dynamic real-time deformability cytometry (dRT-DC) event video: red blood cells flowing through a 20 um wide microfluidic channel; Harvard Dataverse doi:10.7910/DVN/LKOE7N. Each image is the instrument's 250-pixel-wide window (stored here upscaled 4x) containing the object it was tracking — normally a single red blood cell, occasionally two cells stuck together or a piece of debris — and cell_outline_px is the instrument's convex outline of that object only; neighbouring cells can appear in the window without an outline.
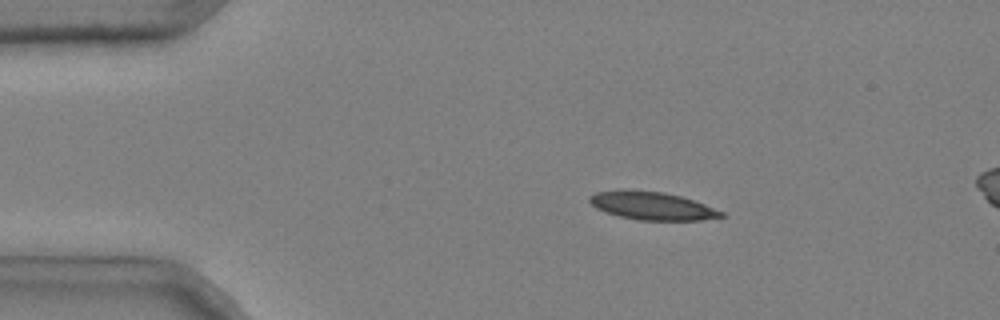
{"species": "common noctule bat (a hibernating species)", "species_latin": "Nyctalus noctula", "temperature_condition": "cold", "stored_images_in_passage": 16, "camera_frame_rate_fps": 3000, "um_per_image_px": 0.085, "animal": {"sex": "male", "body_mass_g": 20.4}, "frame": {"image": 1, "passage_image": 10, "time_ms": 3.0, "image_size_px": [1000, 320], "cell_outline_px": [[728, 216], [700, 220], [636, 220], [604, 212], [596, 208], [588, 200], [588, 196], [596, 192], [664, 192], [680, 196], [704, 204], [724, 212]], "centroid_in_image_um": [55.48, 17.54], "position_along_channel_um": 29.5, "area_um2": 20.81}}